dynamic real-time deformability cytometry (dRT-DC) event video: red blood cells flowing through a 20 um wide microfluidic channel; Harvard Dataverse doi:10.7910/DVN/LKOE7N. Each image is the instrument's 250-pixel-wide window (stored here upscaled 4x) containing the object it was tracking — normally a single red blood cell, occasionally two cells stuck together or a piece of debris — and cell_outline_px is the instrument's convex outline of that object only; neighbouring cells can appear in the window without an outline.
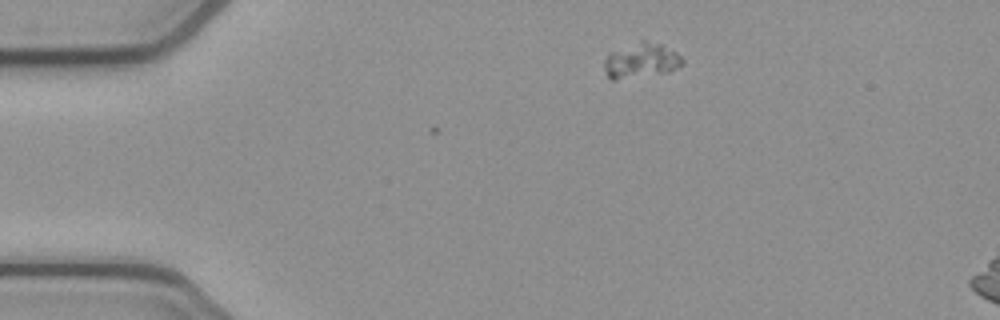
{"species": "common noctule bat (a hibernating species)", "species_latin": "Nyctalus noctula", "temperature_condition": "cold", "stored_images_in_passage": 4, "camera_frame_rate_fps": 3000, "um_per_image_px": 0.085, "animal": {"sex": "female", "body_mass_g": 21.9}, "frame": {"image": 1, "passage_image": 4, "time_ms": 1.0, "image_size_px": [1000, 320], "cell_outline_px": [[684, 64], [668, 72], [612, 80], [604, 72], [604, 60], [608, 52], [640, 40], [644, 40], [660, 44], [676, 52], [684, 60]], "centroid_in_image_um": [54.46, 5.13], "position_along_channel_um": 30.5, "area_um2": 15.95}}